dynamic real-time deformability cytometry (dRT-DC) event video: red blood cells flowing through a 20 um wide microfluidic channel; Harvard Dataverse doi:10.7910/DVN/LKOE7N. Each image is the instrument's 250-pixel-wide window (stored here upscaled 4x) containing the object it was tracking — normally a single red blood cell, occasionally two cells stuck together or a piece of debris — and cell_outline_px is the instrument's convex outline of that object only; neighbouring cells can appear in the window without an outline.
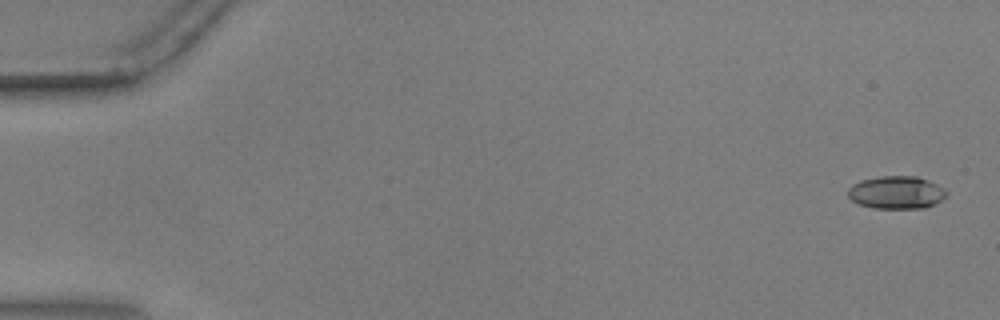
{"species": "common noctule bat (a hibernating species)", "species_latin": "Nyctalus noctula", "temperature_condition": "warm", "stored_images_in_passage": 56, "camera_frame_rate_fps": 3000, "um_per_image_px": 0.085, "animal": {"sex": "male", "body_mass_g": 17.9, "forearm_length_mm": 54.2}, "frame": {"image": 1, "passage_image": 2, "time_ms": 0.333, "image_size_px": [1000, 320], "cell_outline_px": [[948, 196], [924, 208], [872, 208], [860, 204], [852, 200], [848, 196], [848, 188], [852, 184], [860, 180], [880, 176], [916, 176], [928, 180], [944, 188], [948, 192]], "centroid_in_image_um": [76.19, 16.35], "position_along_channel_um": 8.8, "area_um2": 18.84}}
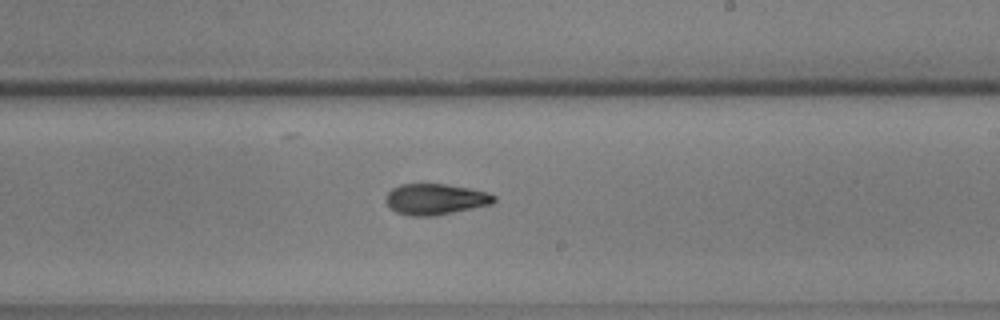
{"frame": {"image": 2, "passage_image": 34, "time_ms": 11.0, "image_size_px": [1000, 320], "cell_outline_px": [[496, 200], [492, 204], [436, 216], [412, 216], [396, 212], [384, 200], [388, 192], [392, 188], [400, 184], [444, 184], [468, 188], [488, 192], [496, 196]], "centroid_in_image_um": [37.02, 16.93], "position_along_channel_um": 252.0, "area_um2": 19.54}}
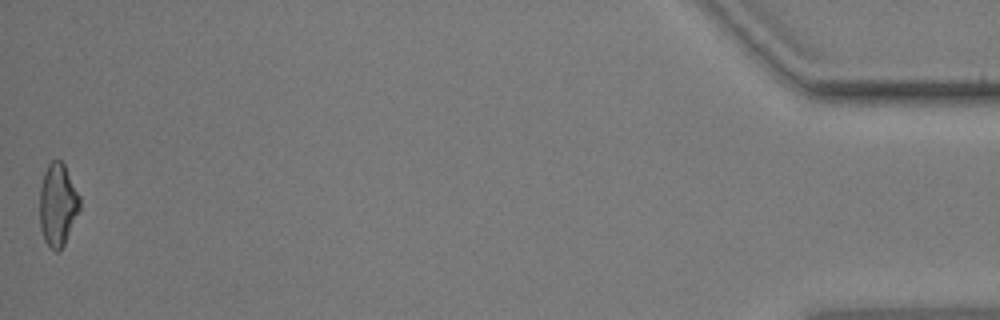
{"frame": {"image": 3, "passage_image": 56, "time_ms": 18.333, "image_size_px": [1000, 320], "cell_outline_px": [[80, 208], [64, 244], [56, 252], [44, 240], [40, 228], [40, 188], [44, 172], [48, 164], [52, 160], [60, 160], [64, 164], [80, 196]], "centroid_in_image_um": [4.9, 17.38], "position_along_channel_um": 430.3, "area_um2": 19.07}, "authors_computed_cell_mechanics": {"area_um2": 19.1318, "velocity_mm_per_s": 3.6493, "shape_relaxation_time_tau1_ms": 6.2925, "shape_relaxation_time_tau2_ms": 2.9639, "deformation_change_tau1": 0.1974, "deformation_change_tau2": 0.101}}